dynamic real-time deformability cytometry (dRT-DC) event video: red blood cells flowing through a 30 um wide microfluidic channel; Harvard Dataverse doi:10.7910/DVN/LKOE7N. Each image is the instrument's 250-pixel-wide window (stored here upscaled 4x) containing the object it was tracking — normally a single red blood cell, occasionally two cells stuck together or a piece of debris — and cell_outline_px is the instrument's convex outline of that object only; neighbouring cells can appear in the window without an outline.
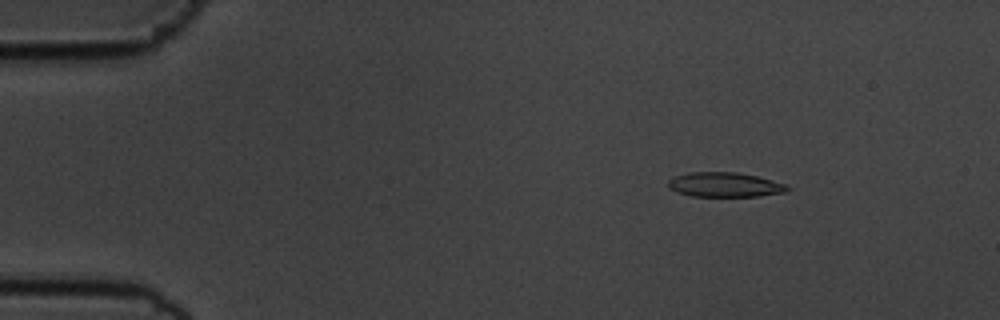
{"species": "common noctule bat (a hibernating species)", "species_latin": "Nyctalus noctula", "temperature_condition": "cold", "stored_images_in_passage": 56, "camera_frame_rate_fps": 3000, "um_per_image_px": 0.085, "animal": {"sex": "male", "body_mass_g": 19.5, "forearm_length_mm": 54.6}, "frame": {"image": 1, "passage_image": 8, "time_ms": 2.333, "image_size_px": [1000, 320], "cell_outline_px": [[792, 188], [788, 192], [760, 196], [692, 196], [676, 192], [668, 188], [668, 180], [676, 176], [688, 172], [736, 172], [756, 176], [788, 184]], "centroid_in_image_um": [61.65, 15.7], "position_along_channel_um": 23.4, "area_um2": 17.28}}
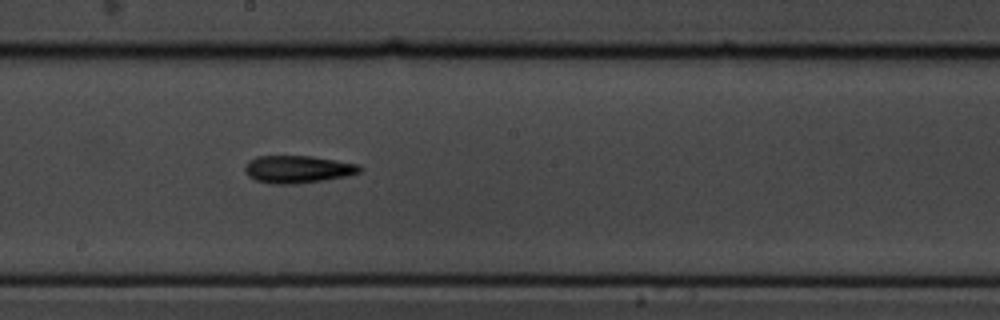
{"frame": {"image": 2, "passage_image": 31, "time_ms": 10.0, "image_size_px": [1000, 320], "cell_outline_px": [[360, 172], [348, 176], [324, 180], [296, 184], [272, 184], [256, 180], [248, 176], [244, 172], [244, 168], [248, 160], [256, 156], [312, 156], [360, 164]], "centroid_in_image_um": [25.29, 14.39], "position_along_channel_um": 222.9, "area_um2": 18.55}}
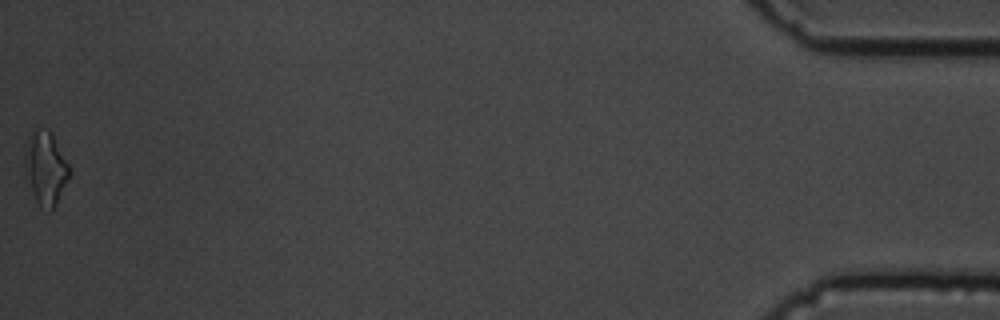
{"frame": {"image": 3, "passage_image": 56, "time_ms": 18.333, "image_size_px": [1000, 320], "cell_outline_px": [[72, 172], [56, 204], [48, 212], [40, 208], [24, 180], [24, 160], [28, 136], [36, 128], [48, 128], [72, 168]], "centroid_in_image_um": [3.86, 14.32], "position_along_channel_um": 431.3, "area_um2": 19.65}, "authors_computed_cell_mechanics": {"area_um2": 17.34, "velocity_mm_per_s": 3.6128, "shape_relaxation_time_tau1_ms": 10.1923, "shape_relaxation_time_tau2_ms": null, "deformation_change_tau1": 0.199, "deformation_change_tau2": null}}